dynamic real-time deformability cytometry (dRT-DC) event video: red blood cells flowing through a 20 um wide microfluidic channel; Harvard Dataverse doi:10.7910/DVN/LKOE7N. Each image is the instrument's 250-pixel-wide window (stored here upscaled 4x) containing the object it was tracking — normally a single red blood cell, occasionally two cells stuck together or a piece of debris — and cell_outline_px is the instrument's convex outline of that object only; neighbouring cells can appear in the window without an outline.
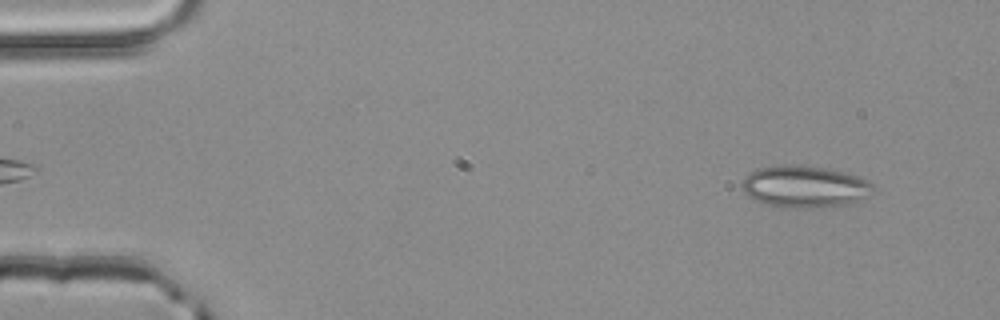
{"species": "common noctule bat (a hibernating species)", "species_latin": "Nyctalus noctula", "temperature_condition": "room temperature", "stored_images_in_passage": 51, "camera_frame_rate_fps": 3000, "um_per_image_px": 0.085, "animal": {"sex": "male", "body_mass_g": 20.4}, "frame": {"image": 1, "passage_image": 4, "time_ms": 1.0, "image_size_px": [1000, 320], "cell_outline_px": [[872, 192], [868, 196], [848, 204], [820, 208], [792, 208], [764, 204], [748, 196], [744, 192], [740, 184], [744, 176], [748, 172], [760, 168], [784, 164], [792, 164], [824, 168], [844, 172], [868, 180], [872, 184]], "centroid_in_image_um": [68.35, 15.87], "position_along_channel_um": 16.6, "area_um2": 32.14}}
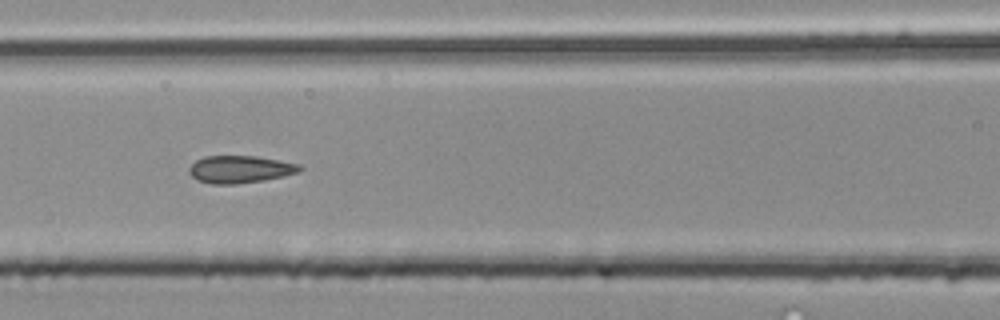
{"frame": {"image": 2, "passage_image": 22, "time_ms": 7.0, "image_size_px": [1000, 320], "cell_outline_px": [[304, 168], [300, 172], [284, 176], [264, 180], [236, 184], [212, 184], [196, 180], [188, 172], [188, 168], [196, 160], [204, 156], [256, 156], [280, 160], [300, 164]], "centroid_in_image_um": [20.42, 14.39], "position_along_channel_um": 146.2, "area_um2": 17.86}}
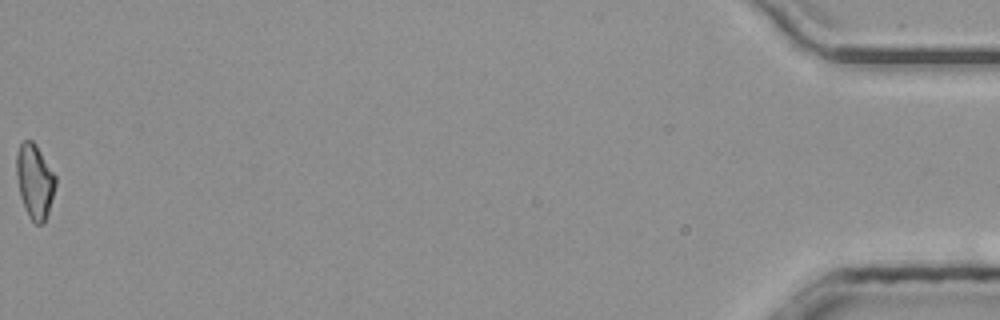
{"frame": {"image": 3, "passage_image": 51, "time_ms": 16.667, "image_size_px": [1000, 320], "cell_outline_px": [[56, 184], [48, 216], [44, 224], [36, 224], [28, 216], [24, 208], [20, 196], [16, 176], [16, 152], [20, 144], [24, 140], [32, 140], [36, 144], [56, 176]], "centroid_in_image_um": [2.95, 15.42], "position_along_channel_um": 432.3, "area_um2": 17.22}, "authors_computed_cell_mechanics": {"area_um2": 17.34, "velocity_mm_per_s": 4.0707, "shape_relaxation_time_tau1_ms": null, "shape_relaxation_time_tau2_ms": 1.4198, "deformation_change_tau1": null, "deformation_change_tau2": 0.0862}}